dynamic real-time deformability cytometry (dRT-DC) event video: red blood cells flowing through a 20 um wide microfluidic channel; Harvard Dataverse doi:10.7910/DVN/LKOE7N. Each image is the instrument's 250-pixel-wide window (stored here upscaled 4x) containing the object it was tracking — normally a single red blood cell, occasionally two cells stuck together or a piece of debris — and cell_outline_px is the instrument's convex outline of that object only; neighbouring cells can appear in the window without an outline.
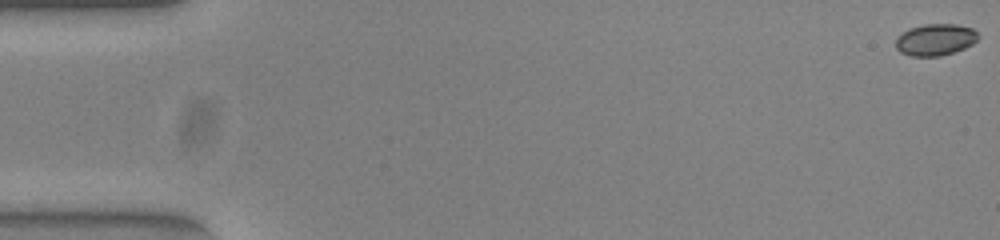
{"species": "common noctule bat (a hibernating species)", "species_latin": "Nyctalus noctula", "temperature_condition": "warm", "stored_images_in_passage": 15, "camera_frame_rate_fps": 3000, "um_per_image_px": 0.085, "animal": {"sex": "female", "body_mass_g": 23.0, "forearm_length_mm": 53.4}, "frame": {"image": 1, "passage_image": 1, "time_ms": 0.0, "image_size_px": [1000, 240], "cell_outline_px": [[980, 36], [972, 44], [964, 48], [940, 56], [912, 56], [900, 52], [896, 48], [896, 40], [908, 28], [924, 24], [956, 24], [972, 28]], "centroid_in_image_um": [79.51, 3.36], "position_along_channel_um": 5.5, "area_um2": 15.09}}
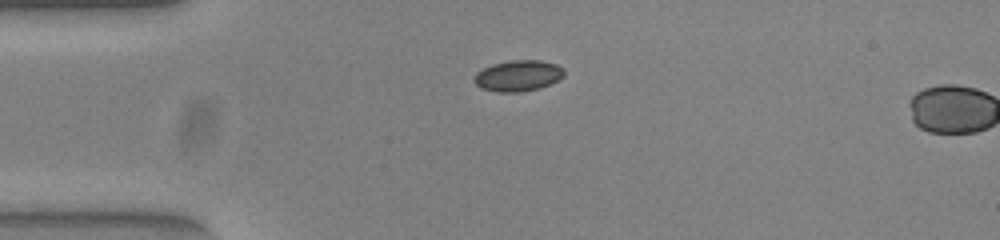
{"frame": {"image": 2, "passage_image": 14, "time_ms": 4.333, "image_size_px": [1000, 240], "cell_outline_px": [[564, 76], [540, 88], [520, 92], [496, 92], [480, 88], [472, 80], [476, 72], [492, 64], [512, 60], [540, 60], [556, 64], [564, 68]], "centroid_in_image_um": [44.01, 6.44], "position_along_channel_um": 41.0, "area_um2": 16.3}}